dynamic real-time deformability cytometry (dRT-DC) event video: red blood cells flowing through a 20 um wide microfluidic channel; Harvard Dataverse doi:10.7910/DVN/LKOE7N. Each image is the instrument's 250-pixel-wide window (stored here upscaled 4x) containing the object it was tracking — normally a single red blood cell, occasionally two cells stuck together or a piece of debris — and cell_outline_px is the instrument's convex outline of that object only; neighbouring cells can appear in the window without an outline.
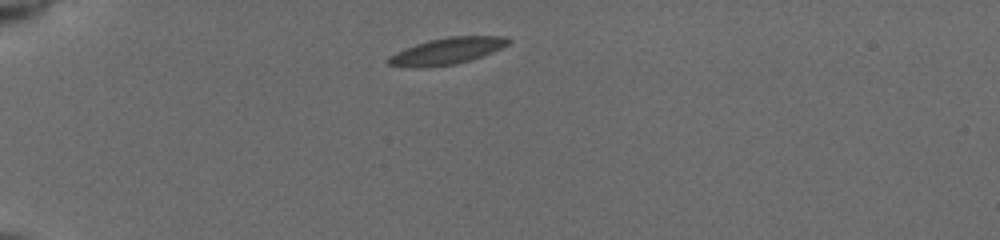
{"species": "common noctule bat (a hibernating species)", "species_latin": "Nyctalus noctula", "temperature_condition": "cold", "stored_images_in_passage": 4, "camera_frame_rate_fps": 3000, "um_per_image_px": 0.085, "animal": {"sex": "female", "body_mass_g": 19.5, "forearm_length_mm": 54.1}, "frame": {"image": 1, "passage_image": 1, "time_ms": 0.0, "image_size_px": [1000, 240], "cell_outline_px": [[512, 40], [508, 44], [492, 52], [456, 64], [428, 68], [412, 68], [388, 64], [388, 56], [396, 52], [416, 44], [428, 40], [448, 36], [508, 36]], "centroid_in_image_um": [37.98, 4.34], "position_along_channel_um": 47.0, "area_um2": 18.61}}
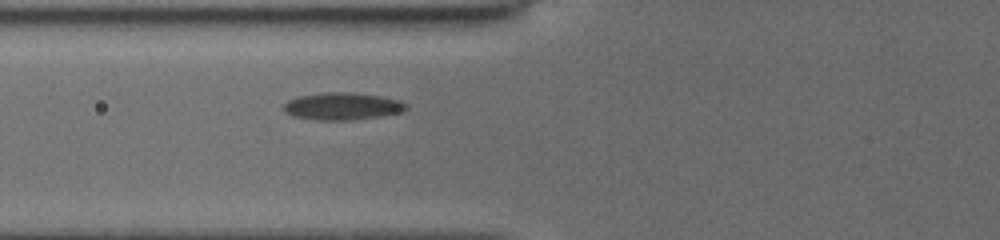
{"frame": {"image": 2, "passage_image": 4, "time_ms": 2.333, "image_size_px": [1000, 240], "cell_outline_px": [[408, 108], [404, 112], [380, 116], [348, 120], [316, 120], [292, 116], [284, 112], [284, 104], [288, 100], [300, 96], [324, 92], [348, 92], [380, 96], [400, 100], [408, 104]], "centroid_in_image_um": [29.12, 9.03], "position_along_channel_um": 96.7, "area_um2": 19.54}}